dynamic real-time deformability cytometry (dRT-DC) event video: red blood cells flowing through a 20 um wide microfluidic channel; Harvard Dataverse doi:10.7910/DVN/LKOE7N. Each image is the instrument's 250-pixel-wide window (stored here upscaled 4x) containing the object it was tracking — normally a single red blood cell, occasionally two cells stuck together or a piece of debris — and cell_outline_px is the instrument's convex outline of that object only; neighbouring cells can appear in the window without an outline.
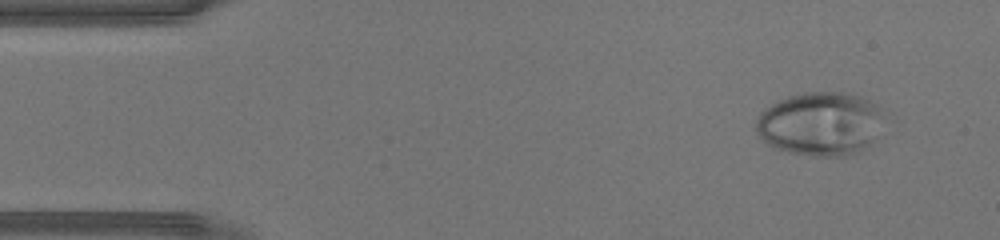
{"species": "human", "species_latin": "Homo sapiens", "temperature_condition": "warm", "stored_images_in_passage": 42, "camera_frame_rate_fps": 3000, "um_per_image_px": 0.085, "donor": {"sex": "male"}, "frame": {"image": 1, "passage_image": 2, "time_ms": 0.333, "image_size_px": [1000, 240], "cell_outline_px": [[884, 136], [860, 152], [848, 156], [812, 156], [788, 152], [776, 148], [768, 144], [756, 132], [756, 120], [760, 112], [764, 108], [788, 96], [804, 92], [840, 92], [860, 96], [876, 104]], "centroid_in_image_um": [69.76, 10.55], "position_along_channel_um": 15.2, "area_um2": 47.92}}
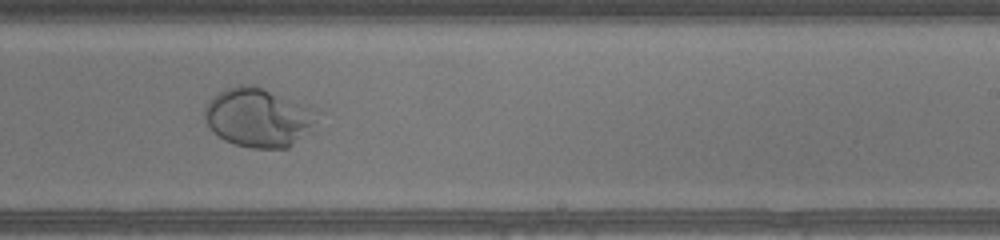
{"frame": {"image": 2, "passage_image": 25, "time_ms": 8.0, "image_size_px": [1000, 240], "cell_outline_px": [[316, 108], [312, 132], [288, 148], [252, 148], [236, 144], [224, 140], [208, 124], [204, 116], [204, 108], [208, 100], [212, 96], [228, 88], [240, 84], [256, 84]], "centroid_in_image_um": [21.99, 9.96], "position_along_channel_um": 267.0, "area_um2": 38.9}}
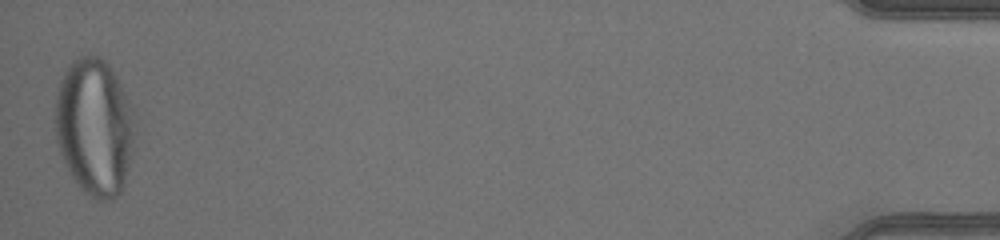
{"frame": {"image": 3, "passage_image": 42, "time_ms": 13.667, "image_size_px": [1000, 240], "cell_outline_px": [[132, 152], [124, 184], [120, 192], [112, 200], [96, 200], [84, 192], [80, 188], [72, 176], [60, 152], [56, 140], [56, 92], [60, 80], [64, 72], [80, 56], [100, 56], [108, 64], [132, 104]], "centroid_in_image_um": [8.02, 10.81], "position_along_channel_um": 427.2, "area_um2": 62.83}}